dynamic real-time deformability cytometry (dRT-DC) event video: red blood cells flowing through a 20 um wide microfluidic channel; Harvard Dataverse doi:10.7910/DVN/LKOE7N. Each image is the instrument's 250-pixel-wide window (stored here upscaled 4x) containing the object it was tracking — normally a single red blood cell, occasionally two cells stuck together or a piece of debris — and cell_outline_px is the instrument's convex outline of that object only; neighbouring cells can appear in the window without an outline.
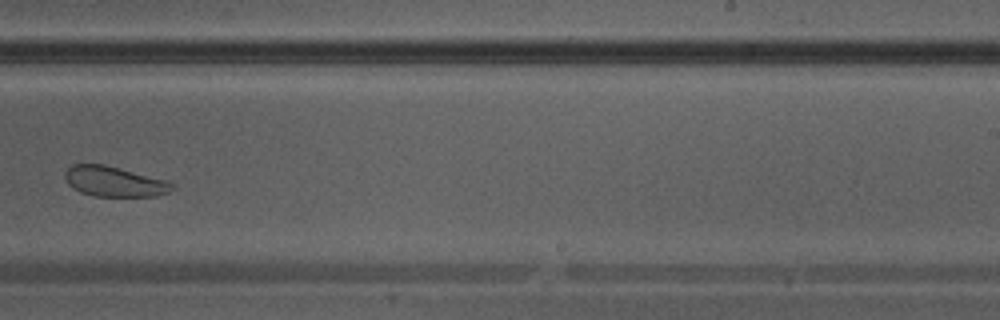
{"species": "Egyptian fruit bat (a non-hibernating species)", "species_latin": "Rousettus aegyptiacus", "temperature_condition": "warm", "stored_images_in_passage": 25, "camera_frame_rate_fps": 3000, "um_per_image_px": 0.085, "animal": {"sex": "male"}, "frame": {"image": 1, "passage_image": 18, "time_ms": 5.667, "image_size_px": [1000, 320], "cell_outline_px": [[176, 188], [168, 192], [156, 196], [92, 196], [80, 192], [72, 188], [68, 184], [64, 176], [64, 172], [72, 164], [104, 164], [120, 168], [164, 180], [176, 184]], "centroid_in_image_um": [9.69, 15.43], "position_along_channel_um": 279.3, "area_um2": 18.9}}